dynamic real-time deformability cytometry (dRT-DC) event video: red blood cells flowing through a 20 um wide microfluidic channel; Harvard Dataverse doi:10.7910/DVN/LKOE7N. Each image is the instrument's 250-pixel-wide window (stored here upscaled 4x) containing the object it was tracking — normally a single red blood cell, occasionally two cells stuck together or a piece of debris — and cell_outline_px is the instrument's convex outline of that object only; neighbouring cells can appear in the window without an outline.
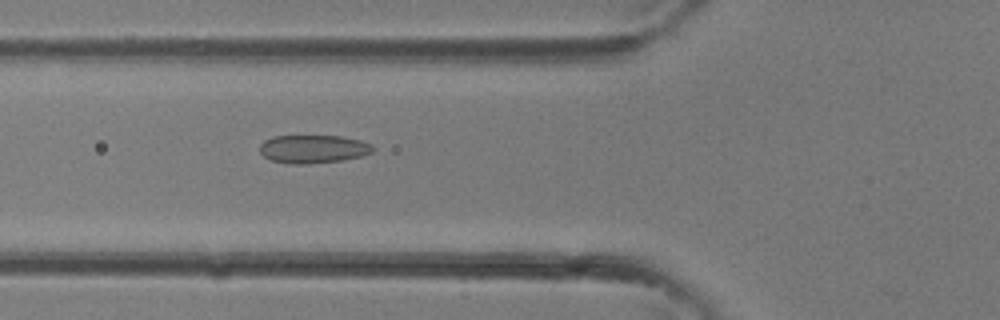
{"species": "common noctule bat (a hibernating species)", "species_latin": "Nyctalus noctula", "temperature_condition": "room temperature", "stored_images_in_passage": 19, "camera_frame_rate_fps": 3000, "um_per_image_px": 0.085, "animal": {"sex": "female"}, "frame": {"image": 1, "passage_image": 2, "time_ms": 0.333, "image_size_px": [1000, 320], "cell_outline_px": [[376, 148], [372, 152], [360, 156], [340, 160], [308, 164], [288, 164], [272, 160], [264, 156], [260, 152], [260, 144], [264, 140], [272, 136], [340, 136], [360, 140], [372, 144]], "centroid_in_image_um": [26.61, 12.66], "position_along_channel_um": 99.2, "area_um2": 18.61}}
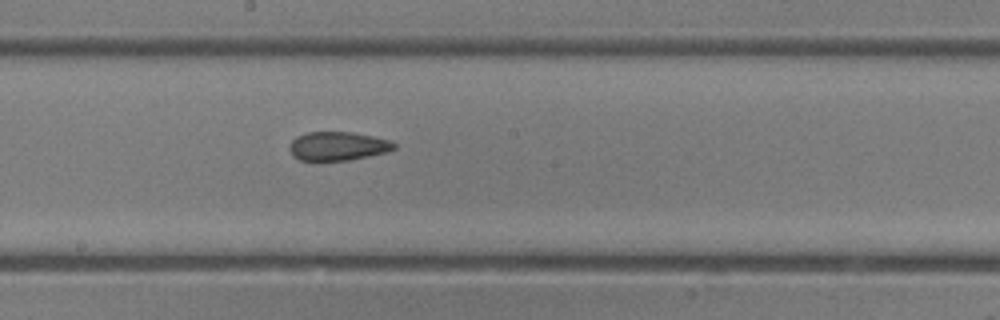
{"frame": {"image": 2, "passage_image": 8, "time_ms": 2.333, "image_size_px": [1000, 320], "cell_outline_px": [[396, 148], [388, 152], [348, 160], [300, 160], [292, 156], [288, 148], [292, 140], [296, 136], [308, 132], [352, 132], [372, 136], [388, 140], [396, 144]], "centroid_in_image_um": [28.69, 12.42], "position_along_channel_um": 219.5, "area_um2": 17.51}}
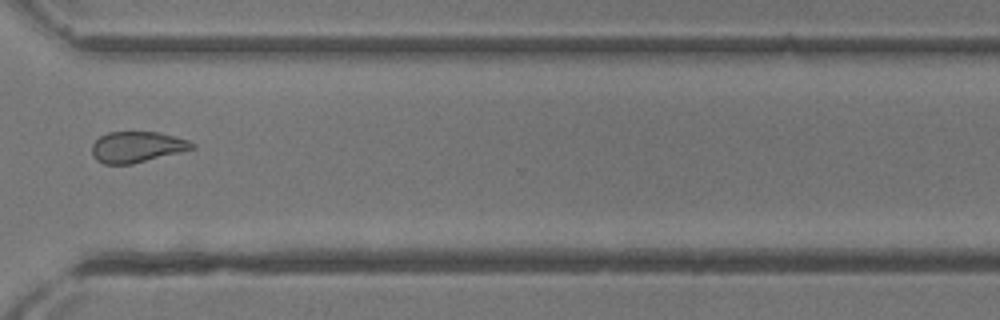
{"frame": {"image": 3, "passage_image": 15, "time_ms": 4.667, "image_size_px": [1000, 320], "cell_outline_px": [[196, 148], [132, 164], [104, 164], [96, 160], [92, 156], [92, 144], [100, 136], [108, 132], [160, 132], [188, 140], [196, 144]], "centroid_in_image_um": [11.64, 12.49], "position_along_channel_um": 359.0, "area_um2": 18.09}}